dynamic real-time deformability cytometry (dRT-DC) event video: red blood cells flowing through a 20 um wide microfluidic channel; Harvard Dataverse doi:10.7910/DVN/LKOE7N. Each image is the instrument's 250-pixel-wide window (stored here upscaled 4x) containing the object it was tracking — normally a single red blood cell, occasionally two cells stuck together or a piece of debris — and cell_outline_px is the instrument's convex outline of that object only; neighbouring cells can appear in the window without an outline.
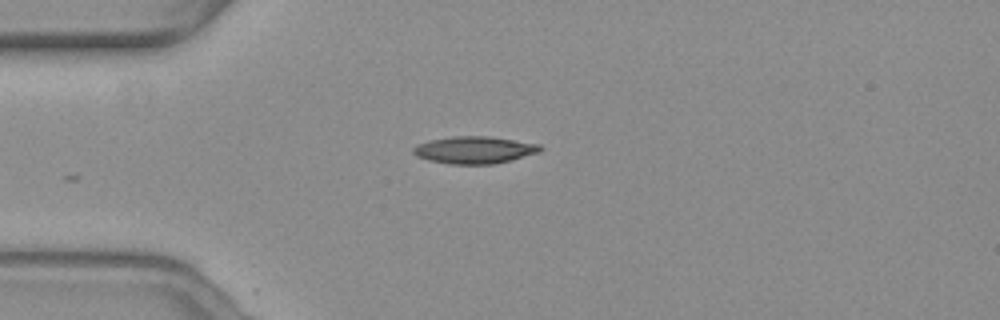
{"species": "common noctule bat (a hibernating species)", "species_latin": "Nyctalus noctula", "temperature_condition": "warm", "stored_images_in_passage": 17, "camera_frame_rate_fps": 3000, "um_per_image_px": 0.085, "animal": {"sex": "female", "body_mass_g": 19.3, "forearm_length_mm": 54.1}, "frame": {"image": 1, "passage_image": 1, "time_ms": 0.0, "image_size_px": [1000, 320], "cell_outline_px": [[544, 148], [540, 152], [492, 164], [452, 164], [432, 160], [416, 156], [412, 152], [412, 148], [416, 144], [432, 140], [452, 136], [488, 136], [540, 144]], "centroid_in_image_um": [40.32, 12.73], "position_along_channel_um": 44.7, "area_um2": 19.88}}
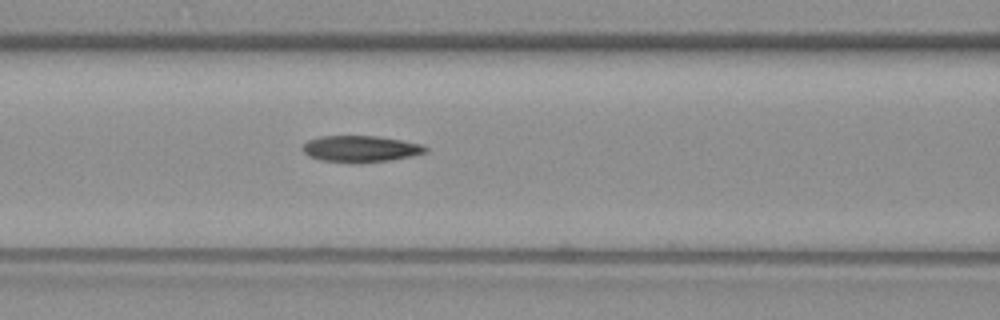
{"frame": {"image": 2, "passage_image": 10, "time_ms": 3.0, "image_size_px": [1000, 320], "cell_outline_px": [[428, 152], [412, 156], [388, 160], [320, 160], [308, 156], [304, 152], [304, 144], [308, 140], [320, 136], [376, 136], [400, 140], [420, 144], [428, 148]], "centroid_in_image_um": [30.67, 12.61], "position_along_channel_um": 135.9, "area_um2": 17.98}}
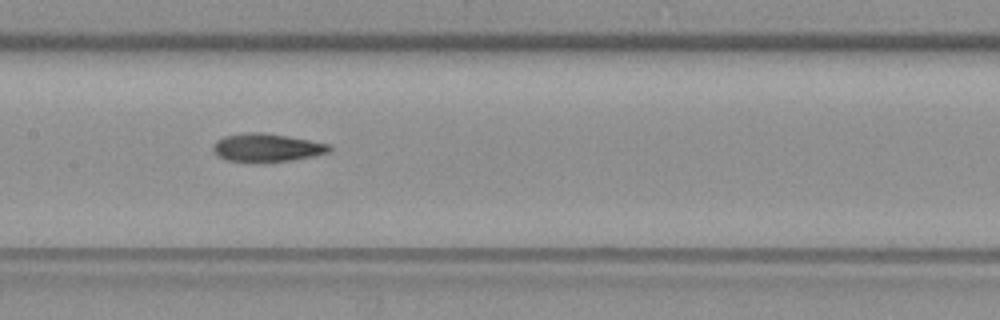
{"frame": {"image": 3, "passage_image": 14, "time_ms": 4.333, "image_size_px": [1000, 320], "cell_outline_px": [[332, 148], [328, 152], [312, 156], [292, 160], [256, 164], [224, 160], [216, 156], [212, 148], [212, 144], [216, 140], [224, 136], [248, 132], [264, 132], [288, 136], [328, 144]], "centroid_in_image_um": [22.58, 12.57], "position_along_channel_um": 184.8, "area_um2": 19.59}}